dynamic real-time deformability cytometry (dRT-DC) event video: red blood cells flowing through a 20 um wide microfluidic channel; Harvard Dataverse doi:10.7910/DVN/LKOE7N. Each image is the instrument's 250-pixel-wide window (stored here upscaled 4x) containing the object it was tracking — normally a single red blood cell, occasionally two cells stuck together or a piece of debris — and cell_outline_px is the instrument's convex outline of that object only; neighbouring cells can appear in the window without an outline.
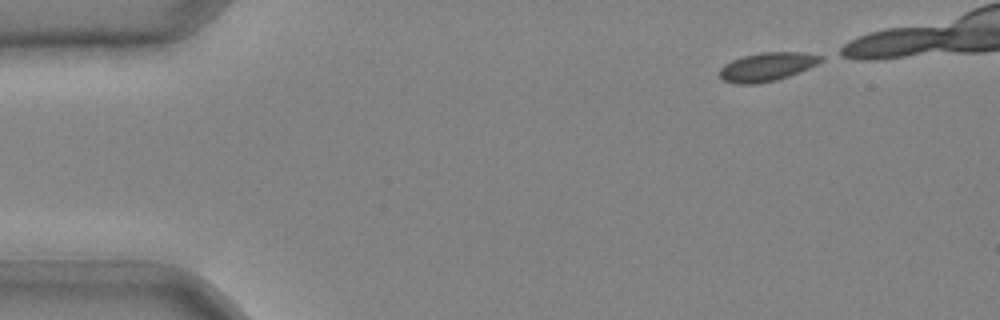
{"species": "common noctule bat (a hibernating species)", "species_latin": "Nyctalus noctula", "temperature_condition": "cold", "stored_images_in_passage": 18, "camera_frame_rate_fps": 3000, "um_per_image_px": 0.085, "animal": {"sex": "male", "body_mass_g": 20.4}, "frame": {"image": 1, "passage_image": 1, "time_ms": 0.0, "image_size_px": [1000, 320], "cell_outline_px": [[824, 60], [808, 68], [788, 76], [776, 80], [760, 84], [736, 84], [724, 80], [720, 76], [720, 68], [724, 64], [732, 60], [744, 56], [760, 52], [804, 52], [824, 56]], "centroid_in_image_um": [65.2, 5.67], "position_along_channel_um": 19.8, "area_um2": 16.88}}
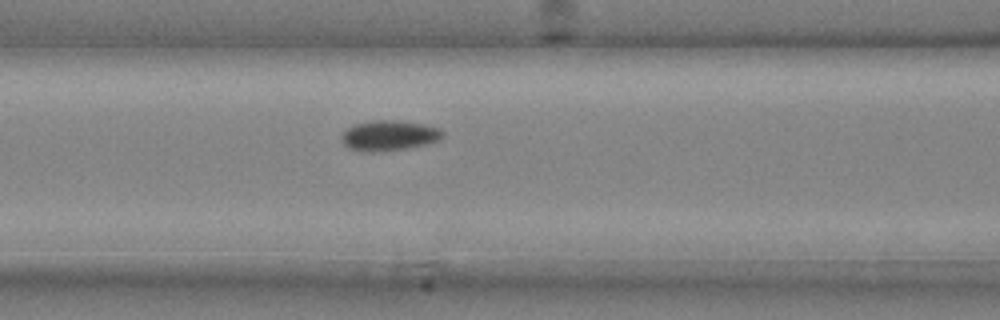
{"frame": {"image": 2, "passage_image": 14, "time_ms": 4.333, "image_size_px": [1000, 320], "cell_outline_px": [[444, 136], [440, 140], [428, 144], [408, 148], [372, 152], [348, 148], [340, 140], [340, 136], [348, 128], [356, 124], [372, 120], [396, 120], [424, 124], [440, 128], [444, 132]], "centroid_in_image_um": [33.11, 11.51], "position_along_channel_um": 133.5, "area_um2": 17.92}}
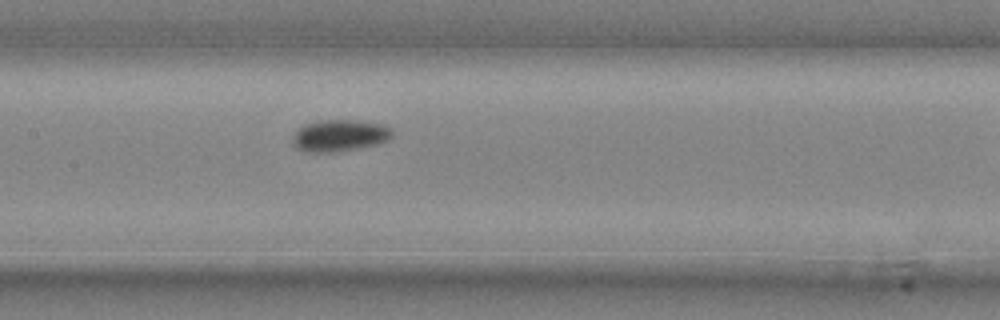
{"frame": {"image": 3, "passage_image": 17, "time_ms": 5.333, "image_size_px": [1000, 320], "cell_outline_px": [[392, 136], [388, 140], [376, 144], [360, 148], [332, 152], [304, 152], [296, 148], [292, 144], [292, 136], [304, 124], [320, 120], [356, 120], [380, 124], [392, 128]], "centroid_in_image_um": [28.84, 11.52], "position_along_channel_um": 178.6, "area_um2": 18.5}}